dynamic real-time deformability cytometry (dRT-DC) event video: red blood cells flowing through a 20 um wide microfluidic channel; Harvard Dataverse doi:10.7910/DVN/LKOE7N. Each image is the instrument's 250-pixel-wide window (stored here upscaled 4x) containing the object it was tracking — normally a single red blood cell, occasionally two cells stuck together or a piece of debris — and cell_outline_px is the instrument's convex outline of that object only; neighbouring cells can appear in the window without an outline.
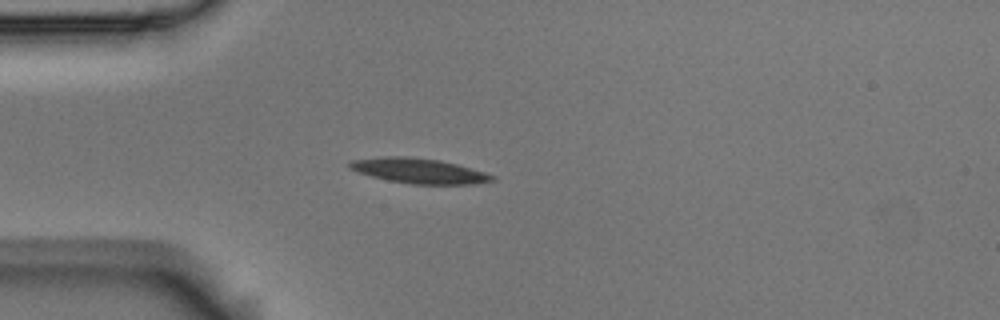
{"species": "Egyptian fruit bat (a non-hibernating species)", "species_latin": "Rousettus aegyptiacus", "temperature_condition": "room temperature", "stored_images_in_passage": 2, "camera_frame_rate_fps": 3000, "um_per_image_px": 0.085, "animal": {"sex": "male"}, "frame": {"image": 1, "passage_image": 2, "time_ms": 0.333, "image_size_px": [1000, 320], "cell_outline_px": [[496, 180], [472, 184], [412, 184], [388, 180], [356, 172], [348, 168], [348, 164], [352, 160], [384, 156], [408, 156], [440, 160], [456, 164], [484, 172], [496, 176]], "centroid_in_image_um": [35.59, 14.51], "position_along_channel_um": 49.4, "area_um2": 20.81}}